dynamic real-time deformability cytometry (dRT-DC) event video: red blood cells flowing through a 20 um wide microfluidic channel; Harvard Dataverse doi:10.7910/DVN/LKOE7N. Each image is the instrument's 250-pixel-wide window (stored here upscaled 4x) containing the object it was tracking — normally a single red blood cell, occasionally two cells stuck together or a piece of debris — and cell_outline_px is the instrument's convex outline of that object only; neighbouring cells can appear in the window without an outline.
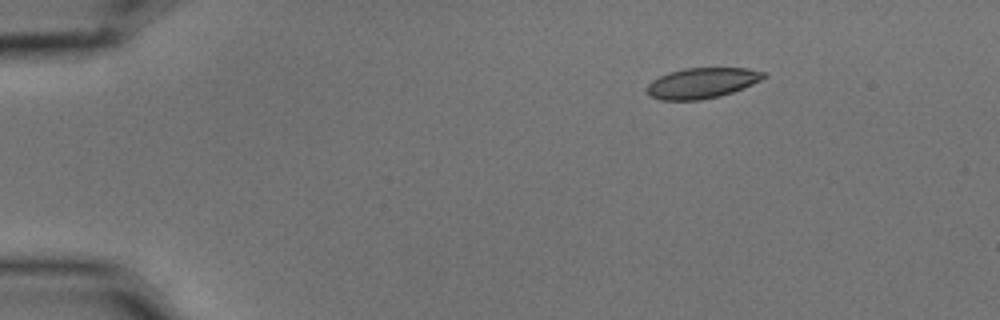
{"species": "common noctule bat (a hibernating species)", "species_latin": "Nyctalus noctula", "temperature_condition": "cold", "stored_images_in_passage": 13, "camera_frame_rate_fps": 3000, "um_per_image_px": 0.085, "animal": {"sex": "male", "body_mass_g": 15.6}, "frame": {"image": 1, "passage_image": 1, "time_ms": 0.0, "image_size_px": [1000, 320], "cell_outline_px": [[768, 76], [744, 88], [720, 96], [700, 100], [660, 100], [648, 96], [644, 92], [644, 88], [652, 80], [668, 72], [684, 68], [748, 68], [764, 72]], "centroid_in_image_um": [59.61, 7.06], "position_along_channel_um": 25.4, "area_um2": 21.04}}
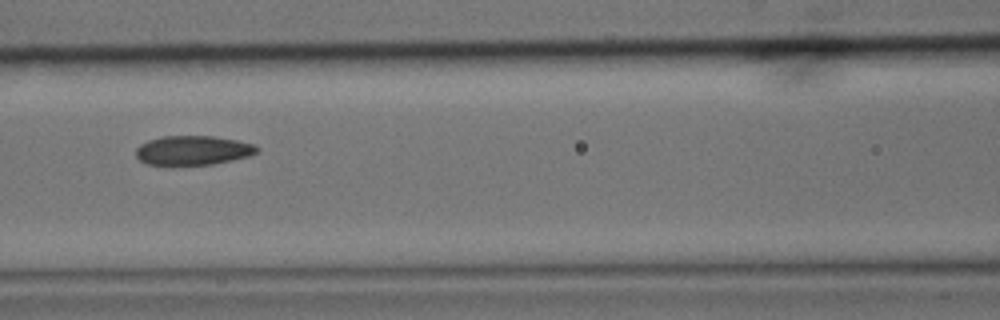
{"frame": {"image": 2, "passage_image": 5, "time_ms": 1.333, "image_size_px": [1000, 320], "cell_outline_px": [[260, 152], [248, 156], [232, 160], [212, 164], [148, 164], [140, 160], [136, 156], [136, 148], [140, 144], [148, 140], [160, 136], [212, 136], [236, 140], [252, 144], [260, 148]], "centroid_in_image_um": [16.41, 12.76], "position_along_channel_um": 150.2, "area_um2": 20.52}}
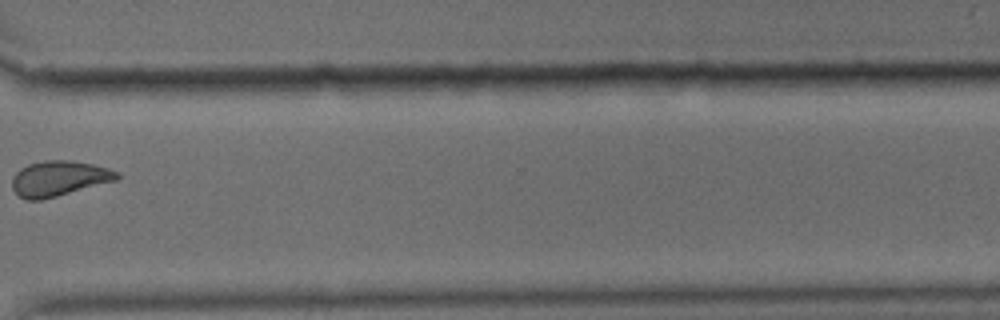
{"frame": {"image": 3, "passage_image": 10, "time_ms": 3.0, "image_size_px": [1000, 320], "cell_outline_px": [[120, 176], [116, 180], [56, 196], [40, 200], [28, 200], [20, 196], [12, 188], [12, 176], [20, 168], [28, 164], [44, 160], [72, 160], [92, 164], [108, 168], [116, 172]], "centroid_in_image_um": [4.97, 15.15], "position_along_channel_um": 365.6, "area_um2": 21.33}}